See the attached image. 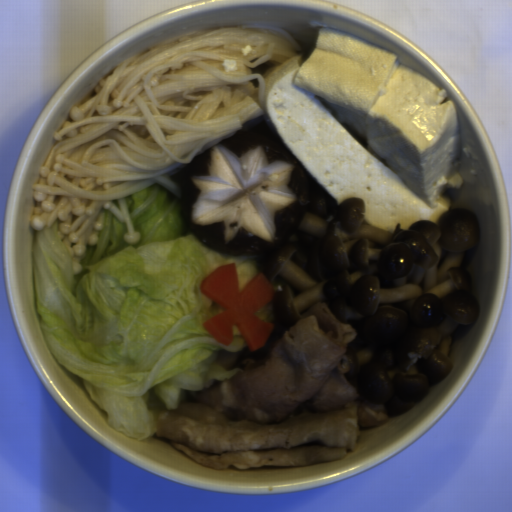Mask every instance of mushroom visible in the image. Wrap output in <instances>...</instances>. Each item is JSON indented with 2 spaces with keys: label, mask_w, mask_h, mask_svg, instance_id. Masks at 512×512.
<instances>
[{
  "label": "mushroom",
  "mask_w": 512,
  "mask_h": 512,
  "mask_svg": "<svg viewBox=\"0 0 512 512\" xmlns=\"http://www.w3.org/2000/svg\"><path fill=\"white\" fill-rule=\"evenodd\" d=\"M179 197L164 185L180 213L181 234L207 247L256 260L287 247L286 214L331 195L289 149L268 112L224 142L196 154L172 176Z\"/></svg>",
  "instance_id": "mushroom-1"
}]
</instances>
